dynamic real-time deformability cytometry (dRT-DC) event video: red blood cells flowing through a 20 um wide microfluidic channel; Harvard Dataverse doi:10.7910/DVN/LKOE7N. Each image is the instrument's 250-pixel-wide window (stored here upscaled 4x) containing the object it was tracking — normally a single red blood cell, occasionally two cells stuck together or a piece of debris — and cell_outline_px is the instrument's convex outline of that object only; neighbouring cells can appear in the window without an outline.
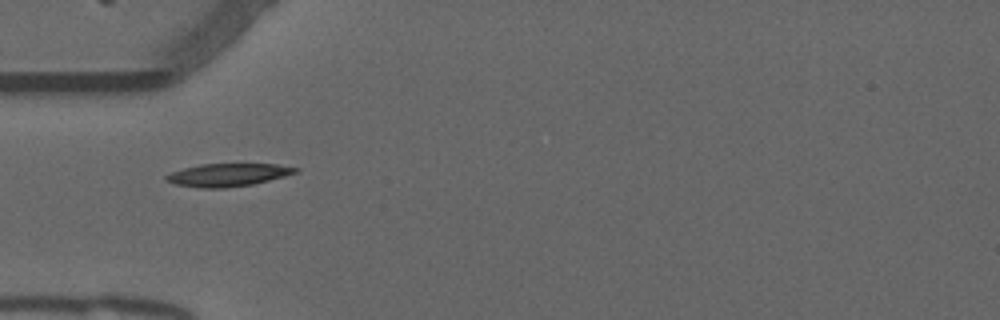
{"species": "common noctule bat (a hibernating species)", "species_latin": "Nyctalus noctula", "temperature_condition": "warm", "stored_images_in_passage": 5, "camera_frame_rate_fps": 3000, "um_per_image_px": 0.085, "animal": {"sex": "male", "forearm_length_mm": 52.5}, "frame": {"image": 1, "passage_image": 1, "time_ms": 0.0, "image_size_px": [1000, 320], "cell_outline_px": [[300, 168], [296, 172], [284, 176], [252, 184], [224, 188], [200, 188], [176, 184], [164, 180], [164, 176], [172, 172], [184, 168], [200, 164], [276, 164]], "centroid_in_image_um": [19.34, 14.86], "position_along_channel_um": 65.7, "area_um2": 17.05}}